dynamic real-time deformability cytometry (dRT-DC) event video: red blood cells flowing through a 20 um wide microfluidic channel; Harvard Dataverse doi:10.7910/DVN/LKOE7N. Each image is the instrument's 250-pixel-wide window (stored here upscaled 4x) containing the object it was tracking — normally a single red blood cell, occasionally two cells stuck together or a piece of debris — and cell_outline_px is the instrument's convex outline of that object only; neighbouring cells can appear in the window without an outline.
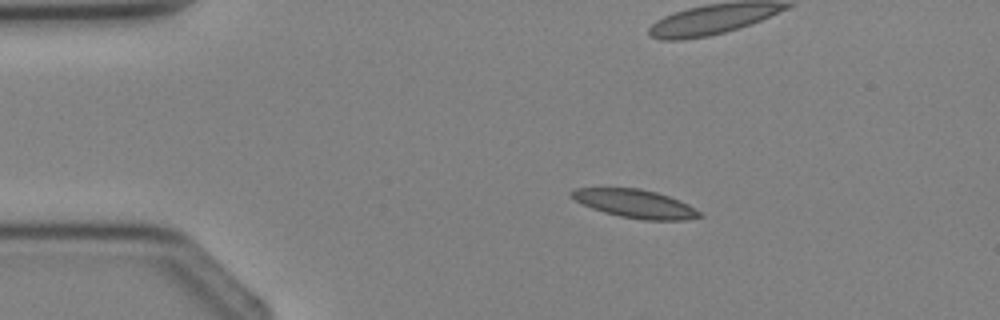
{"species": "Egyptian fruit bat (a non-hibernating species)", "species_latin": "Rousettus aegyptiacus", "temperature_condition": "cold", "stored_images_in_passage": 2, "camera_frame_rate_fps": 3000, "um_per_image_px": 0.085, "animal": {"sex": "female"}, "frame": {"image": 1, "passage_image": 1, "time_ms": 0.0, "image_size_px": [1000, 320], "cell_outline_px": [[704, 216], [684, 220], [644, 220], [620, 216], [604, 212], [592, 208], [576, 200], [568, 192], [576, 188], [640, 188], [656, 192], [680, 200], [688, 204], [700, 212]], "centroid_in_image_um": [54.02, 17.31], "position_along_channel_um": 31.0, "area_um2": 20.98}}